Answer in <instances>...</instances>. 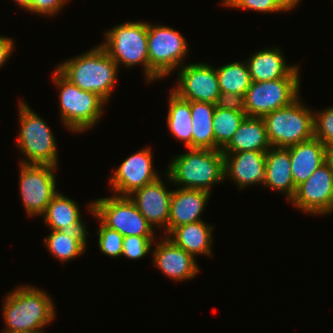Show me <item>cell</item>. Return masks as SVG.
Returning <instances> with one entry per match:
<instances>
[{"mask_svg":"<svg viewBox=\"0 0 333 333\" xmlns=\"http://www.w3.org/2000/svg\"><path fill=\"white\" fill-rule=\"evenodd\" d=\"M57 167L20 163V195L29 217L42 216L47 205L59 192L56 189V174L54 173Z\"/></svg>","mask_w":333,"mask_h":333,"instance_id":"8fae6325","label":"cell"},{"mask_svg":"<svg viewBox=\"0 0 333 333\" xmlns=\"http://www.w3.org/2000/svg\"><path fill=\"white\" fill-rule=\"evenodd\" d=\"M151 252L154 266L174 281L191 280L199 272L196 258L163 236Z\"/></svg>","mask_w":333,"mask_h":333,"instance_id":"e0dca14e","label":"cell"},{"mask_svg":"<svg viewBox=\"0 0 333 333\" xmlns=\"http://www.w3.org/2000/svg\"><path fill=\"white\" fill-rule=\"evenodd\" d=\"M213 227L205 221L189 223L174 228L168 237L176 246L190 253L194 258L199 254L212 256Z\"/></svg>","mask_w":333,"mask_h":333,"instance_id":"cb8c5ba5","label":"cell"},{"mask_svg":"<svg viewBox=\"0 0 333 333\" xmlns=\"http://www.w3.org/2000/svg\"><path fill=\"white\" fill-rule=\"evenodd\" d=\"M215 107L246 113L245 95L220 92Z\"/></svg>","mask_w":333,"mask_h":333,"instance_id":"836d02e7","label":"cell"},{"mask_svg":"<svg viewBox=\"0 0 333 333\" xmlns=\"http://www.w3.org/2000/svg\"><path fill=\"white\" fill-rule=\"evenodd\" d=\"M246 60L251 81L265 82L284 77H300L298 65H288L281 49H262Z\"/></svg>","mask_w":333,"mask_h":333,"instance_id":"ffe728a7","label":"cell"},{"mask_svg":"<svg viewBox=\"0 0 333 333\" xmlns=\"http://www.w3.org/2000/svg\"><path fill=\"white\" fill-rule=\"evenodd\" d=\"M333 212V201L332 204L330 206V209L327 211V214H331Z\"/></svg>","mask_w":333,"mask_h":333,"instance_id":"f35d334b","label":"cell"},{"mask_svg":"<svg viewBox=\"0 0 333 333\" xmlns=\"http://www.w3.org/2000/svg\"><path fill=\"white\" fill-rule=\"evenodd\" d=\"M14 2L16 3V5L18 4V6L23 8L25 11L26 10L28 11L31 5V0H14Z\"/></svg>","mask_w":333,"mask_h":333,"instance_id":"8d00e7d4","label":"cell"},{"mask_svg":"<svg viewBox=\"0 0 333 333\" xmlns=\"http://www.w3.org/2000/svg\"><path fill=\"white\" fill-rule=\"evenodd\" d=\"M263 186L284 193L290 201L296 192L291 174V158L286 148L271 147L266 151L265 179Z\"/></svg>","mask_w":333,"mask_h":333,"instance_id":"7402d4cb","label":"cell"},{"mask_svg":"<svg viewBox=\"0 0 333 333\" xmlns=\"http://www.w3.org/2000/svg\"><path fill=\"white\" fill-rule=\"evenodd\" d=\"M149 83L161 80L182 67L188 54V44L183 35L172 27L152 25L148 22Z\"/></svg>","mask_w":333,"mask_h":333,"instance_id":"ba28073f","label":"cell"},{"mask_svg":"<svg viewBox=\"0 0 333 333\" xmlns=\"http://www.w3.org/2000/svg\"><path fill=\"white\" fill-rule=\"evenodd\" d=\"M262 117H246L222 153L267 151L271 148Z\"/></svg>","mask_w":333,"mask_h":333,"instance_id":"603a6c76","label":"cell"},{"mask_svg":"<svg viewBox=\"0 0 333 333\" xmlns=\"http://www.w3.org/2000/svg\"><path fill=\"white\" fill-rule=\"evenodd\" d=\"M300 77H284L272 81L254 82L245 93L246 115L265 114L290 105L300 94Z\"/></svg>","mask_w":333,"mask_h":333,"instance_id":"30bf717a","label":"cell"},{"mask_svg":"<svg viewBox=\"0 0 333 333\" xmlns=\"http://www.w3.org/2000/svg\"><path fill=\"white\" fill-rule=\"evenodd\" d=\"M173 190H168L160 177L154 182L133 191L128 197L135 204L147 222L156 227H163L167 236L170 199ZM156 226V227H155Z\"/></svg>","mask_w":333,"mask_h":333,"instance_id":"9a60e30c","label":"cell"},{"mask_svg":"<svg viewBox=\"0 0 333 333\" xmlns=\"http://www.w3.org/2000/svg\"><path fill=\"white\" fill-rule=\"evenodd\" d=\"M326 161L330 164L333 171V146L327 147V158Z\"/></svg>","mask_w":333,"mask_h":333,"instance_id":"74e56055","label":"cell"},{"mask_svg":"<svg viewBox=\"0 0 333 333\" xmlns=\"http://www.w3.org/2000/svg\"><path fill=\"white\" fill-rule=\"evenodd\" d=\"M300 100L262 117L272 147L287 148L314 138V112Z\"/></svg>","mask_w":333,"mask_h":333,"instance_id":"8992f818","label":"cell"},{"mask_svg":"<svg viewBox=\"0 0 333 333\" xmlns=\"http://www.w3.org/2000/svg\"><path fill=\"white\" fill-rule=\"evenodd\" d=\"M57 69L74 85L109 101L118 76V65L99 44L58 64Z\"/></svg>","mask_w":333,"mask_h":333,"instance_id":"7a4b0ae2","label":"cell"},{"mask_svg":"<svg viewBox=\"0 0 333 333\" xmlns=\"http://www.w3.org/2000/svg\"><path fill=\"white\" fill-rule=\"evenodd\" d=\"M17 148L24 155L21 164L58 165L57 143L50 127L25 101L19 102Z\"/></svg>","mask_w":333,"mask_h":333,"instance_id":"5b68a950","label":"cell"},{"mask_svg":"<svg viewBox=\"0 0 333 333\" xmlns=\"http://www.w3.org/2000/svg\"><path fill=\"white\" fill-rule=\"evenodd\" d=\"M301 0H223L222 4L236 9H250L263 13L288 12Z\"/></svg>","mask_w":333,"mask_h":333,"instance_id":"f546056e","label":"cell"},{"mask_svg":"<svg viewBox=\"0 0 333 333\" xmlns=\"http://www.w3.org/2000/svg\"><path fill=\"white\" fill-rule=\"evenodd\" d=\"M333 201V171L326 161L302 184L290 200L293 206L311 215H325Z\"/></svg>","mask_w":333,"mask_h":333,"instance_id":"5bb4252c","label":"cell"},{"mask_svg":"<svg viewBox=\"0 0 333 333\" xmlns=\"http://www.w3.org/2000/svg\"><path fill=\"white\" fill-rule=\"evenodd\" d=\"M102 46L118 68L142 65L149 83L148 22H124L105 32Z\"/></svg>","mask_w":333,"mask_h":333,"instance_id":"52a82bcc","label":"cell"},{"mask_svg":"<svg viewBox=\"0 0 333 333\" xmlns=\"http://www.w3.org/2000/svg\"><path fill=\"white\" fill-rule=\"evenodd\" d=\"M173 157L167 168L169 182L179 188L210 192L214 184L225 180L224 155L221 150L187 148Z\"/></svg>","mask_w":333,"mask_h":333,"instance_id":"3957f363","label":"cell"},{"mask_svg":"<svg viewBox=\"0 0 333 333\" xmlns=\"http://www.w3.org/2000/svg\"><path fill=\"white\" fill-rule=\"evenodd\" d=\"M13 41L10 37L0 36V68L5 65L13 52L15 46Z\"/></svg>","mask_w":333,"mask_h":333,"instance_id":"d590c367","label":"cell"},{"mask_svg":"<svg viewBox=\"0 0 333 333\" xmlns=\"http://www.w3.org/2000/svg\"><path fill=\"white\" fill-rule=\"evenodd\" d=\"M155 236H125L122 244V256L129 260L145 257L154 245Z\"/></svg>","mask_w":333,"mask_h":333,"instance_id":"1f68e13d","label":"cell"},{"mask_svg":"<svg viewBox=\"0 0 333 333\" xmlns=\"http://www.w3.org/2000/svg\"><path fill=\"white\" fill-rule=\"evenodd\" d=\"M69 0H31L29 12L43 16H54Z\"/></svg>","mask_w":333,"mask_h":333,"instance_id":"e575fe53","label":"cell"},{"mask_svg":"<svg viewBox=\"0 0 333 333\" xmlns=\"http://www.w3.org/2000/svg\"><path fill=\"white\" fill-rule=\"evenodd\" d=\"M46 248L56 259L66 261L76 259L86 251V243L81 238H71L61 231L51 230L44 239Z\"/></svg>","mask_w":333,"mask_h":333,"instance_id":"f1b7e54d","label":"cell"},{"mask_svg":"<svg viewBox=\"0 0 333 333\" xmlns=\"http://www.w3.org/2000/svg\"><path fill=\"white\" fill-rule=\"evenodd\" d=\"M220 92L245 95L251 78L247 62H232L216 68Z\"/></svg>","mask_w":333,"mask_h":333,"instance_id":"4316f807","label":"cell"},{"mask_svg":"<svg viewBox=\"0 0 333 333\" xmlns=\"http://www.w3.org/2000/svg\"><path fill=\"white\" fill-rule=\"evenodd\" d=\"M34 286H19L6 294L3 316L6 328L1 333H36L55 318L51 296Z\"/></svg>","mask_w":333,"mask_h":333,"instance_id":"6da1fadb","label":"cell"},{"mask_svg":"<svg viewBox=\"0 0 333 333\" xmlns=\"http://www.w3.org/2000/svg\"><path fill=\"white\" fill-rule=\"evenodd\" d=\"M97 229L98 245L100 252L109 257L118 258L122 256L123 238L118 231L105 226L100 220Z\"/></svg>","mask_w":333,"mask_h":333,"instance_id":"4dcf8cb0","label":"cell"},{"mask_svg":"<svg viewBox=\"0 0 333 333\" xmlns=\"http://www.w3.org/2000/svg\"><path fill=\"white\" fill-rule=\"evenodd\" d=\"M151 148L130 155L112 172L109 184L115 196H129L133 191L154 182L160 176L153 167Z\"/></svg>","mask_w":333,"mask_h":333,"instance_id":"4fadbf2b","label":"cell"},{"mask_svg":"<svg viewBox=\"0 0 333 333\" xmlns=\"http://www.w3.org/2000/svg\"><path fill=\"white\" fill-rule=\"evenodd\" d=\"M167 125L174 138L192 148V118L190 101L180 98L172 90L168 98Z\"/></svg>","mask_w":333,"mask_h":333,"instance_id":"484cf974","label":"cell"},{"mask_svg":"<svg viewBox=\"0 0 333 333\" xmlns=\"http://www.w3.org/2000/svg\"><path fill=\"white\" fill-rule=\"evenodd\" d=\"M53 82L59 90V113L62 123L72 132L88 131L102 116L103 105L107 103L94 92L84 91L74 85L57 68Z\"/></svg>","mask_w":333,"mask_h":333,"instance_id":"277c9868","label":"cell"},{"mask_svg":"<svg viewBox=\"0 0 333 333\" xmlns=\"http://www.w3.org/2000/svg\"><path fill=\"white\" fill-rule=\"evenodd\" d=\"M314 115V137L326 147L333 146V106L324 111H317Z\"/></svg>","mask_w":333,"mask_h":333,"instance_id":"d6a6232c","label":"cell"},{"mask_svg":"<svg viewBox=\"0 0 333 333\" xmlns=\"http://www.w3.org/2000/svg\"><path fill=\"white\" fill-rule=\"evenodd\" d=\"M192 118V148L215 150L213 115L215 104L190 101Z\"/></svg>","mask_w":333,"mask_h":333,"instance_id":"d4e9b609","label":"cell"},{"mask_svg":"<svg viewBox=\"0 0 333 333\" xmlns=\"http://www.w3.org/2000/svg\"><path fill=\"white\" fill-rule=\"evenodd\" d=\"M210 192L177 188L170 199L167 235L176 227L202 221L201 214L210 198Z\"/></svg>","mask_w":333,"mask_h":333,"instance_id":"d6986e66","label":"cell"},{"mask_svg":"<svg viewBox=\"0 0 333 333\" xmlns=\"http://www.w3.org/2000/svg\"><path fill=\"white\" fill-rule=\"evenodd\" d=\"M246 117V113L215 107L212 122L215 150H222L229 143Z\"/></svg>","mask_w":333,"mask_h":333,"instance_id":"83f0119b","label":"cell"},{"mask_svg":"<svg viewBox=\"0 0 333 333\" xmlns=\"http://www.w3.org/2000/svg\"><path fill=\"white\" fill-rule=\"evenodd\" d=\"M43 220L50 230L61 231L71 238H81L87 244L86 220H82L79 205L60 191L47 205ZM85 223V224H84Z\"/></svg>","mask_w":333,"mask_h":333,"instance_id":"2e32d148","label":"cell"},{"mask_svg":"<svg viewBox=\"0 0 333 333\" xmlns=\"http://www.w3.org/2000/svg\"><path fill=\"white\" fill-rule=\"evenodd\" d=\"M178 70L176 87L171 89L174 93L187 101L215 104L220 94L216 67L203 62L189 63Z\"/></svg>","mask_w":333,"mask_h":333,"instance_id":"7c38bea8","label":"cell"},{"mask_svg":"<svg viewBox=\"0 0 333 333\" xmlns=\"http://www.w3.org/2000/svg\"><path fill=\"white\" fill-rule=\"evenodd\" d=\"M225 178L235 181L239 189L262 184L265 179L266 151L223 153Z\"/></svg>","mask_w":333,"mask_h":333,"instance_id":"ac0fdd59","label":"cell"},{"mask_svg":"<svg viewBox=\"0 0 333 333\" xmlns=\"http://www.w3.org/2000/svg\"><path fill=\"white\" fill-rule=\"evenodd\" d=\"M88 211L122 236H154L155 231L128 196L103 197L92 201Z\"/></svg>","mask_w":333,"mask_h":333,"instance_id":"9c48e42d","label":"cell"},{"mask_svg":"<svg viewBox=\"0 0 333 333\" xmlns=\"http://www.w3.org/2000/svg\"><path fill=\"white\" fill-rule=\"evenodd\" d=\"M291 158V174L297 188L326 162L327 147L317 138L286 148Z\"/></svg>","mask_w":333,"mask_h":333,"instance_id":"44dd1931","label":"cell"}]
</instances>
